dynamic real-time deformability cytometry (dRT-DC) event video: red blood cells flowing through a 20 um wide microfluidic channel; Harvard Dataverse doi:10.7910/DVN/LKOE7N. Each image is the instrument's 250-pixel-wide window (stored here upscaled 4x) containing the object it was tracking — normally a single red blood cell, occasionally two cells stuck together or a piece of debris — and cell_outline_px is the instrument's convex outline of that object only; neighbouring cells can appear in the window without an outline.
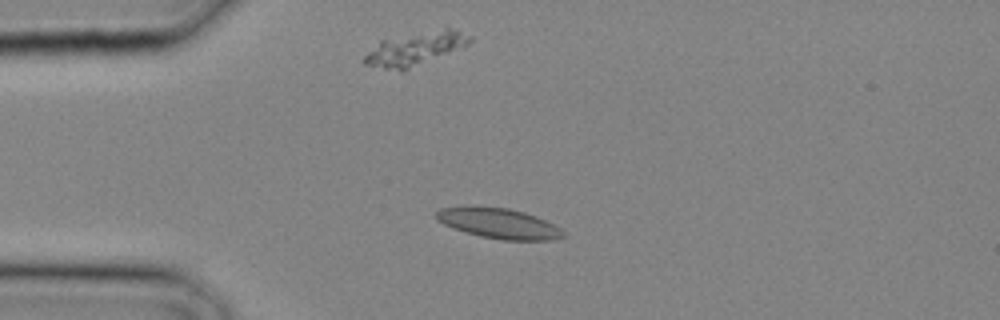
{"species": "common noctule bat (a hibernating species)", "species_latin": "Nyctalus noctula", "temperature_condition": "cold", "stored_images_in_passage": 27, "camera_frame_rate_fps": 3000, "um_per_image_px": 0.085, "animal": {"sex": "male", "body_mass_g": 20.4}, "frame": {"image": 1, "passage_image": 5, "time_ms": 1.333, "image_size_px": [1000, 320], "cell_outline_px": [[568, 236], [552, 240], [500, 240], [480, 236], [444, 224], [436, 220], [436, 212], [440, 208], [464, 204], [508, 208], [524, 212], [536, 216], [560, 228]], "centroid_in_image_um": [42.37, 18.96], "position_along_channel_um": 42.6, "area_um2": 22.72}}